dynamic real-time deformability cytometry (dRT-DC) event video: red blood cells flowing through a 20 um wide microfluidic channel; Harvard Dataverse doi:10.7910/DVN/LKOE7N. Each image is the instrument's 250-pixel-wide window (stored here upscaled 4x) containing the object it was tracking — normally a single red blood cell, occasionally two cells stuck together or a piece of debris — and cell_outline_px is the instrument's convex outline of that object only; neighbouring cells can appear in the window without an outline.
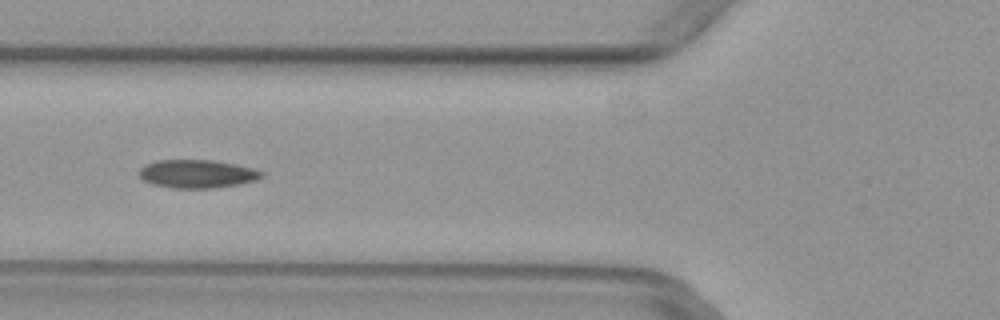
{"species": "common noctule bat (a hibernating species)", "species_latin": "Nyctalus noctula", "temperature_condition": "warm", "stored_images_in_passage": 5, "camera_frame_rate_fps": 3000, "um_per_image_px": 0.085, "animal": {"sex": "female", "body_mass_g": 29.2, "forearm_length_mm": 56.3}, "frame": {"image": 1, "passage_image": 5, "time_ms": 1.333, "image_size_px": [1000, 320], "cell_outline_px": [[264, 176], [256, 180], [240, 184], [216, 188], [172, 188], [152, 184], [144, 180], [140, 176], [140, 168], [144, 164], [156, 160], [212, 160], [236, 164], [252, 168], [264, 172]], "centroid_in_image_um": [16.77, 14.78], "position_along_channel_um": 109.0, "area_um2": 20.29}}